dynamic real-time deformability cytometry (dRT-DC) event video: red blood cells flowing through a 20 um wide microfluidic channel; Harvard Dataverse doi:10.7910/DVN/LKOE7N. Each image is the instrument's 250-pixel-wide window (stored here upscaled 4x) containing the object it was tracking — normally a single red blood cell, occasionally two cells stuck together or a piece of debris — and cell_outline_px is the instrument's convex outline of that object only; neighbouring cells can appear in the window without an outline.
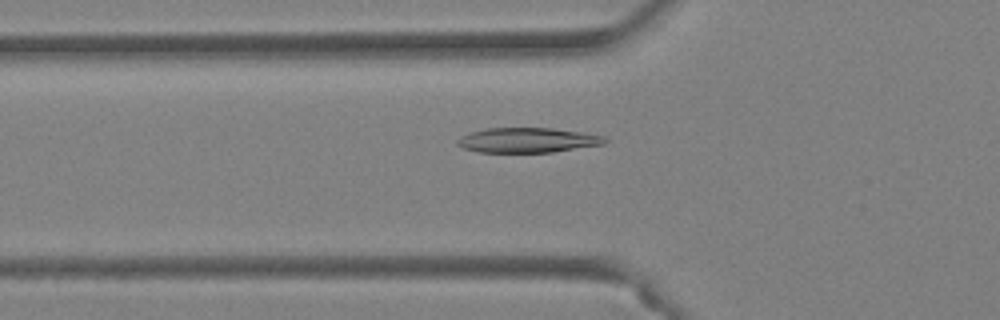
{"species": "Egyptian fruit bat (a non-hibernating species)", "species_latin": "Rousettus aegyptiacus", "temperature_condition": "warm", "stored_images_in_passage": 47, "camera_frame_rate_fps": 3000, "um_per_image_px": 0.085, "animal": {"sex": "female"}, "frame": {"image": 1, "passage_image": 17, "time_ms": 5.333, "image_size_px": [1000, 320], "cell_outline_px": [[608, 140], [604, 144], [552, 152], [480, 152], [464, 148], [456, 144], [456, 140], [460, 136], [472, 132], [488, 128], [552, 128], [584, 132], [604, 136]], "centroid_in_image_um": [44.86, 11.91], "position_along_channel_um": 80.9, "area_um2": 21.33}}
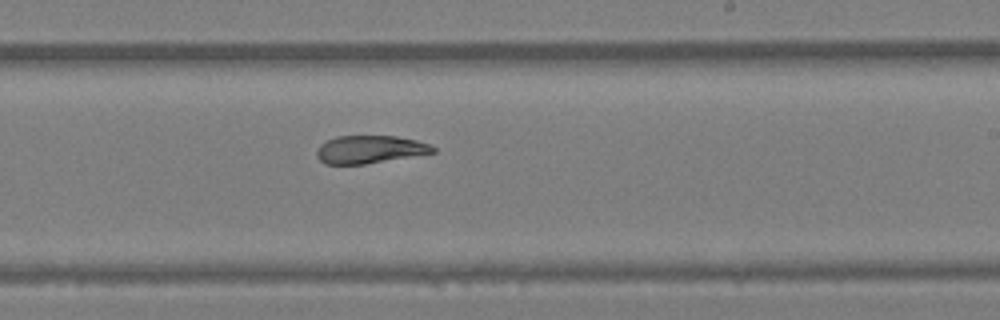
{"frame": {"image": 2, "passage_image": 29, "time_ms": 9.333, "image_size_px": [1000, 320], "cell_outline_px": [[436, 152], [364, 164], [324, 164], [316, 156], [316, 152], [320, 144], [336, 136], [396, 136], [416, 140], [428, 144], [436, 148]], "centroid_in_image_um": [31.41, 12.7], "position_along_channel_um": 257.6, "area_um2": 18.73}}
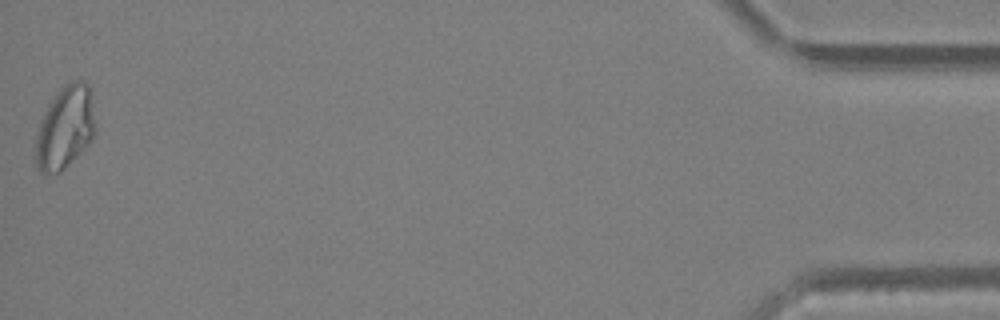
{"frame": {"image": 3, "passage_image": 47, "time_ms": 15.333, "image_size_px": [1000, 320], "cell_outline_px": [[96, 132], [92, 140], [60, 172], [40, 172], [36, 168], [36, 136], [40, 120], [48, 104], [60, 88], [64, 84], [72, 80], [84, 80], [88, 84], [96, 128]], "centroid_in_image_um": [5.53, 10.81], "position_along_channel_um": 429.7, "area_um2": 28.61}, "authors_computed_cell_mechanics": {"area_um2": 21.9062, "velocity_mm_per_s": 4.4062, "shape_relaxation_time_tau1_ms": null, "shape_relaxation_time_tau2_ms": 2.4851, "deformation_change_tau1": null, "deformation_change_tau2": 0.0946}}